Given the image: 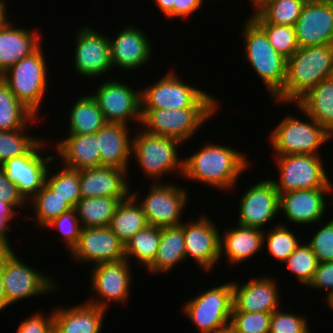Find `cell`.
Instances as JSON below:
<instances>
[{
  "label": "cell",
  "instance_id": "obj_29",
  "mask_svg": "<svg viewBox=\"0 0 333 333\" xmlns=\"http://www.w3.org/2000/svg\"><path fill=\"white\" fill-rule=\"evenodd\" d=\"M263 229L237 225L220 236V257L224 255L231 264L241 263L257 253L263 244Z\"/></svg>",
  "mask_w": 333,
  "mask_h": 333
},
{
  "label": "cell",
  "instance_id": "obj_58",
  "mask_svg": "<svg viewBox=\"0 0 333 333\" xmlns=\"http://www.w3.org/2000/svg\"><path fill=\"white\" fill-rule=\"evenodd\" d=\"M221 333H237V332L229 326L225 328Z\"/></svg>",
  "mask_w": 333,
  "mask_h": 333
},
{
  "label": "cell",
  "instance_id": "obj_13",
  "mask_svg": "<svg viewBox=\"0 0 333 333\" xmlns=\"http://www.w3.org/2000/svg\"><path fill=\"white\" fill-rule=\"evenodd\" d=\"M40 139L26 154L4 163L7 179L13 182L23 197L29 201L45 185V179L54 156L43 157L39 151L45 147ZM41 148V149H40Z\"/></svg>",
  "mask_w": 333,
  "mask_h": 333
},
{
  "label": "cell",
  "instance_id": "obj_14",
  "mask_svg": "<svg viewBox=\"0 0 333 333\" xmlns=\"http://www.w3.org/2000/svg\"><path fill=\"white\" fill-rule=\"evenodd\" d=\"M107 123L127 124L130 119L141 122V91L119 80L109 79L98 86L92 95Z\"/></svg>",
  "mask_w": 333,
  "mask_h": 333
},
{
  "label": "cell",
  "instance_id": "obj_51",
  "mask_svg": "<svg viewBox=\"0 0 333 333\" xmlns=\"http://www.w3.org/2000/svg\"><path fill=\"white\" fill-rule=\"evenodd\" d=\"M204 0H176L174 18L188 17L201 8Z\"/></svg>",
  "mask_w": 333,
  "mask_h": 333
},
{
  "label": "cell",
  "instance_id": "obj_10",
  "mask_svg": "<svg viewBox=\"0 0 333 333\" xmlns=\"http://www.w3.org/2000/svg\"><path fill=\"white\" fill-rule=\"evenodd\" d=\"M1 273L6 294V307L20 299L48 294L56 288L54 280L31 268L19 259L14 251L1 253Z\"/></svg>",
  "mask_w": 333,
  "mask_h": 333
},
{
  "label": "cell",
  "instance_id": "obj_35",
  "mask_svg": "<svg viewBox=\"0 0 333 333\" xmlns=\"http://www.w3.org/2000/svg\"><path fill=\"white\" fill-rule=\"evenodd\" d=\"M36 119L37 117L15 97L0 77V131L22 129Z\"/></svg>",
  "mask_w": 333,
  "mask_h": 333
},
{
  "label": "cell",
  "instance_id": "obj_57",
  "mask_svg": "<svg viewBox=\"0 0 333 333\" xmlns=\"http://www.w3.org/2000/svg\"><path fill=\"white\" fill-rule=\"evenodd\" d=\"M271 0H251L250 2H252L254 5V10L253 11L255 13H257L261 8H263L268 2H270Z\"/></svg>",
  "mask_w": 333,
  "mask_h": 333
},
{
  "label": "cell",
  "instance_id": "obj_3",
  "mask_svg": "<svg viewBox=\"0 0 333 333\" xmlns=\"http://www.w3.org/2000/svg\"><path fill=\"white\" fill-rule=\"evenodd\" d=\"M243 26L245 57L274 98L285 84L287 59L275 51L265 31L251 17Z\"/></svg>",
  "mask_w": 333,
  "mask_h": 333
},
{
  "label": "cell",
  "instance_id": "obj_11",
  "mask_svg": "<svg viewBox=\"0 0 333 333\" xmlns=\"http://www.w3.org/2000/svg\"><path fill=\"white\" fill-rule=\"evenodd\" d=\"M279 182L273 180L278 194L301 189L333 188L324 169L322 159L313 154L277 156Z\"/></svg>",
  "mask_w": 333,
  "mask_h": 333
},
{
  "label": "cell",
  "instance_id": "obj_33",
  "mask_svg": "<svg viewBox=\"0 0 333 333\" xmlns=\"http://www.w3.org/2000/svg\"><path fill=\"white\" fill-rule=\"evenodd\" d=\"M121 201L119 197L81 198L75 210L82 228L109 226Z\"/></svg>",
  "mask_w": 333,
  "mask_h": 333
},
{
  "label": "cell",
  "instance_id": "obj_56",
  "mask_svg": "<svg viewBox=\"0 0 333 333\" xmlns=\"http://www.w3.org/2000/svg\"><path fill=\"white\" fill-rule=\"evenodd\" d=\"M6 2L5 0H0V28L5 26L9 21L7 20L6 12Z\"/></svg>",
  "mask_w": 333,
  "mask_h": 333
},
{
  "label": "cell",
  "instance_id": "obj_1",
  "mask_svg": "<svg viewBox=\"0 0 333 333\" xmlns=\"http://www.w3.org/2000/svg\"><path fill=\"white\" fill-rule=\"evenodd\" d=\"M247 165L245 154L238 150L219 144H206L184 159L182 176L223 190L233 189Z\"/></svg>",
  "mask_w": 333,
  "mask_h": 333
},
{
  "label": "cell",
  "instance_id": "obj_48",
  "mask_svg": "<svg viewBox=\"0 0 333 333\" xmlns=\"http://www.w3.org/2000/svg\"><path fill=\"white\" fill-rule=\"evenodd\" d=\"M54 317L53 312L45 317L42 313H35L26 318L17 328V333H53Z\"/></svg>",
  "mask_w": 333,
  "mask_h": 333
},
{
  "label": "cell",
  "instance_id": "obj_50",
  "mask_svg": "<svg viewBox=\"0 0 333 333\" xmlns=\"http://www.w3.org/2000/svg\"><path fill=\"white\" fill-rule=\"evenodd\" d=\"M0 200L10 204L14 209L24 206L27 201L19 192L18 187L7 179L4 170L0 171Z\"/></svg>",
  "mask_w": 333,
  "mask_h": 333
},
{
  "label": "cell",
  "instance_id": "obj_7",
  "mask_svg": "<svg viewBox=\"0 0 333 333\" xmlns=\"http://www.w3.org/2000/svg\"><path fill=\"white\" fill-rule=\"evenodd\" d=\"M233 284L224 283L189 300L183 311L200 333H221L230 326Z\"/></svg>",
  "mask_w": 333,
  "mask_h": 333
},
{
  "label": "cell",
  "instance_id": "obj_44",
  "mask_svg": "<svg viewBox=\"0 0 333 333\" xmlns=\"http://www.w3.org/2000/svg\"><path fill=\"white\" fill-rule=\"evenodd\" d=\"M272 313L232 311L230 327L237 333H269Z\"/></svg>",
  "mask_w": 333,
  "mask_h": 333
},
{
  "label": "cell",
  "instance_id": "obj_4",
  "mask_svg": "<svg viewBox=\"0 0 333 333\" xmlns=\"http://www.w3.org/2000/svg\"><path fill=\"white\" fill-rule=\"evenodd\" d=\"M175 74L170 71L157 83L142 89L141 110L218 108V100L212 95L184 83Z\"/></svg>",
  "mask_w": 333,
  "mask_h": 333
},
{
  "label": "cell",
  "instance_id": "obj_8",
  "mask_svg": "<svg viewBox=\"0 0 333 333\" xmlns=\"http://www.w3.org/2000/svg\"><path fill=\"white\" fill-rule=\"evenodd\" d=\"M181 143L177 139L153 135L144 130L132 138V153L144 173L159 183L158 180L168 172L177 171L183 175L184 159H179L177 155V147Z\"/></svg>",
  "mask_w": 333,
  "mask_h": 333
},
{
  "label": "cell",
  "instance_id": "obj_26",
  "mask_svg": "<svg viewBox=\"0 0 333 333\" xmlns=\"http://www.w3.org/2000/svg\"><path fill=\"white\" fill-rule=\"evenodd\" d=\"M38 32L15 28L11 22L0 28V76L41 46Z\"/></svg>",
  "mask_w": 333,
  "mask_h": 333
},
{
  "label": "cell",
  "instance_id": "obj_31",
  "mask_svg": "<svg viewBox=\"0 0 333 333\" xmlns=\"http://www.w3.org/2000/svg\"><path fill=\"white\" fill-rule=\"evenodd\" d=\"M183 223L179 226L161 228V238L153 262L148 272H168L177 263L186 259Z\"/></svg>",
  "mask_w": 333,
  "mask_h": 333
},
{
  "label": "cell",
  "instance_id": "obj_28",
  "mask_svg": "<svg viewBox=\"0 0 333 333\" xmlns=\"http://www.w3.org/2000/svg\"><path fill=\"white\" fill-rule=\"evenodd\" d=\"M55 150L65 167L82 170L100 166V150L95 134H68Z\"/></svg>",
  "mask_w": 333,
  "mask_h": 333
},
{
  "label": "cell",
  "instance_id": "obj_9",
  "mask_svg": "<svg viewBox=\"0 0 333 333\" xmlns=\"http://www.w3.org/2000/svg\"><path fill=\"white\" fill-rule=\"evenodd\" d=\"M217 108H185L177 110H141V126L153 135L174 138L182 143L193 137Z\"/></svg>",
  "mask_w": 333,
  "mask_h": 333
},
{
  "label": "cell",
  "instance_id": "obj_59",
  "mask_svg": "<svg viewBox=\"0 0 333 333\" xmlns=\"http://www.w3.org/2000/svg\"><path fill=\"white\" fill-rule=\"evenodd\" d=\"M4 170V162L0 160V171Z\"/></svg>",
  "mask_w": 333,
  "mask_h": 333
},
{
  "label": "cell",
  "instance_id": "obj_25",
  "mask_svg": "<svg viewBox=\"0 0 333 333\" xmlns=\"http://www.w3.org/2000/svg\"><path fill=\"white\" fill-rule=\"evenodd\" d=\"M128 126L121 123H106L96 132L100 150V166L115 167L128 172L132 154V139Z\"/></svg>",
  "mask_w": 333,
  "mask_h": 333
},
{
  "label": "cell",
  "instance_id": "obj_36",
  "mask_svg": "<svg viewBox=\"0 0 333 333\" xmlns=\"http://www.w3.org/2000/svg\"><path fill=\"white\" fill-rule=\"evenodd\" d=\"M161 238V228L151 225L135 233L125 244V259L135 257L147 268L154 260Z\"/></svg>",
  "mask_w": 333,
  "mask_h": 333
},
{
  "label": "cell",
  "instance_id": "obj_30",
  "mask_svg": "<svg viewBox=\"0 0 333 333\" xmlns=\"http://www.w3.org/2000/svg\"><path fill=\"white\" fill-rule=\"evenodd\" d=\"M295 104L333 136V76L321 80Z\"/></svg>",
  "mask_w": 333,
  "mask_h": 333
},
{
  "label": "cell",
  "instance_id": "obj_49",
  "mask_svg": "<svg viewBox=\"0 0 333 333\" xmlns=\"http://www.w3.org/2000/svg\"><path fill=\"white\" fill-rule=\"evenodd\" d=\"M329 290L327 304L333 299V261L318 263L312 282L308 288Z\"/></svg>",
  "mask_w": 333,
  "mask_h": 333
},
{
  "label": "cell",
  "instance_id": "obj_47",
  "mask_svg": "<svg viewBox=\"0 0 333 333\" xmlns=\"http://www.w3.org/2000/svg\"><path fill=\"white\" fill-rule=\"evenodd\" d=\"M308 244L318 263L333 261V219L320 227Z\"/></svg>",
  "mask_w": 333,
  "mask_h": 333
},
{
  "label": "cell",
  "instance_id": "obj_21",
  "mask_svg": "<svg viewBox=\"0 0 333 333\" xmlns=\"http://www.w3.org/2000/svg\"><path fill=\"white\" fill-rule=\"evenodd\" d=\"M332 190L333 188H314L279 194V210L284 212L291 223L307 225L320 222L328 204L324 195Z\"/></svg>",
  "mask_w": 333,
  "mask_h": 333
},
{
  "label": "cell",
  "instance_id": "obj_39",
  "mask_svg": "<svg viewBox=\"0 0 333 333\" xmlns=\"http://www.w3.org/2000/svg\"><path fill=\"white\" fill-rule=\"evenodd\" d=\"M30 201L34 207L36 223L42 228H45L48 223L58 218L64 212L72 209L66 200L57 196L46 185Z\"/></svg>",
  "mask_w": 333,
  "mask_h": 333
},
{
  "label": "cell",
  "instance_id": "obj_22",
  "mask_svg": "<svg viewBox=\"0 0 333 333\" xmlns=\"http://www.w3.org/2000/svg\"><path fill=\"white\" fill-rule=\"evenodd\" d=\"M233 284L232 311L273 313L279 309L277 282L268 276L255 278L240 287Z\"/></svg>",
  "mask_w": 333,
  "mask_h": 333
},
{
  "label": "cell",
  "instance_id": "obj_41",
  "mask_svg": "<svg viewBox=\"0 0 333 333\" xmlns=\"http://www.w3.org/2000/svg\"><path fill=\"white\" fill-rule=\"evenodd\" d=\"M263 236V243L267 241V251L269 254L279 260L280 262H285L291 253L298 247L300 244L297 240V236L288 229L284 224H280L270 229L267 232V237ZM267 239V240H266Z\"/></svg>",
  "mask_w": 333,
  "mask_h": 333
},
{
  "label": "cell",
  "instance_id": "obj_27",
  "mask_svg": "<svg viewBox=\"0 0 333 333\" xmlns=\"http://www.w3.org/2000/svg\"><path fill=\"white\" fill-rule=\"evenodd\" d=\"M106 310L88 303L54 309L53 333H101Z\"/></svg>",
  "mask_w": 333,
  "mask_h": 333
},
{
  "label": "cell",
  "instance_id": "obj_45",
  "mask_svg": "<svg viewBox=\"0 0 333 333\" xmlns=\"http://www.w3.org/2000/svg\"><path fill=\"white\" fill-rule=\"evenodd\" d=\"M45 227H54L58 229L63 236L62 241L67 245L70 252L77 245L79 236L82 231V226L78 219L75 208L64 212L58 218H55L50 223H48Z\"/></svg>",
  "mask_w": 333,
  "mask_h": 333
},
{
  "label": "cell",
  "instance_id": "obj_17",
  "mask_svg": "<svg viewBox=\"0 0 333 333\" xmlns=\"http://www.w3.org/2000/svg\"><path fill=\"white\" fill-rule=\"evenodd\" d=\"M238 225L261 229L279 210V194L273 179L259 181L240 199Z\"/></svg>",
  "mask_w": 333,
  "mask_h": 333
},
{
  "label": "cell",
  "instance_id": "obj_5",
  "mask_svg": "<svg viewBox=\"0 0 333 333\" xmlns=\"http://www.w3.org/2000/svg\"><path fill=\"white\" fill-rule=\"evenodd\" d=\"M41 46L5 71L0 77L15 97L36 117L47 92V64Z\"/></svg>",
  "mask_w": 333,
  "mask_h": 333
},
{
  "label": "cell",
  "instance_id": "obj_16",
  "mask_svg": "<svg viewBox=\"0 0 333 333\" xmlns=\"http://www.w3.org/2000/svg\"><path fill=\"white\" fill-rule=\"evenodd\" d=\"M299 48L333 45V3L307 0L295 25Z\"/></svg>",
  "mask_w": 333,
  "mask_h": 333
},
{
  "label": "cell",
  "instance_id": "obj_40",
  "mask_svg": "<svg viewBox=\"0 0 333 333\" xmlns=\"http://www.w3.org/2000/svg\"><path fill=\"white\" fill-rule=\"evenodd\" d=\"M284 263H287L289 271L304 286H309L312 282L318 266L317 257L308 243L299 244Z\"/></svg>",
  "mask_w": 333,
  "mask_h": 333
},
{
  "label": "cell",
  "instance_id": "obj_32",
  "mask_svg": "<svg viewBox=\"0 0 333 333\" xmlns=\"http://www.w3.org/2000/svg\"><path fill=\"white\" fill-rule=\"evenodd\" d=\"M134 192H130V195L120 202L108 226L124 244L135 233L149 225L146 215L137 202L138 192Z\"/></svg>",
  "mask_w": 333,
  "mask_h": 333
},
{
  "label": "cell",
  "instance_id": "obj_38",
  "mask_svg": "<svg viewBox=\"0 0 333 333\" xmlns=\"http://www.w3.org/2000/svg\"><path fill=\"white\" fill-rule=\"evenodd\" d=\"M47 172L45 185L53 191L57 196L66 200L67 203L75 208L78 201L81 199L80 192V170L65 167L51 173Z\"/></svg>",
  "mask_w": 333,
  "mask_h": 333
},
{
  "label": "cell",
  "instance_id": "obj_42",
  "mask_svg": "<svg viewBox=\"0 0 333 333\" xmlns=\"http://www.w3.org/2000/svg\"><path fill=\"white\" fill-rule=\"evenodd\" d=\"M26 126L22 129L12 131H0V160L4 163L15 157L26 154L39 140L30 137L26 131Z\"/></svg>",
  "mask_w": 333,
  "mask_h": 333
},
{
  "label": "cell",
  "instance_id": "obj_37",
  "mask_svg": "<svg viewBox=\"0 0 333 333\" xmlns=\"http://www.w3.org/2000/svg\"><path fill=\"white\" fill-rule=\"evenodd\" d=\"M307 0H271L251 18L256 23L295 26Z\"/></svg>",
  "mask_w": 333,
  "mask_h": 333
},
{
  "label": "cell",
  "instance_id": "obj_2",
  "mask_svg": "<svg viewBox=\"0 0 333 333\" xmlns=\"http://www.w3.org/2000/svg\"><path fill=\"white\" fill-rule=\"evenodd\" d=\"M332 76L333 45L301 47L287 59L285 84L274 99L296 103L321 80Z\"/></svg>",
  "mask_w": 333,
  "mask_h": 333
},
{
  "label": "cell",
  "instance_id": "obj_61",
  "mask_svg": "<svg viewBox=\"0 0 333 333\" xmlns=\"http://www.w3.org/2000/svg\"><path fill=\"white\" fill-rule=\"evenodd\" d=\"M330 198H331V199H329L330 203H332V205H333V197L330 196Z\"/></svg>",
  "mask_w": 333,
  "mask_h": 333
},
{
  "label": "cell",
  "instance_id": "obj_53",
  "mask_svg": "<svg viewBox=\"0 0 333 333\" xmlns=\"http://www.w3.org/2000/svg\"><path fill=\"white\" fill-rule=\"evenodd\" d=\"M156 6L168 18H174V4L176 0H155Z\"/></svg>",
  "mask_w": 333,
  "mask_h": 333
},
{
  "label": "cell",
  "instance_id": "obj_12",
  "mask_svg": "<svg viewBox=\"0 0 333 333\" xmlns=\"http://www.w3.org/2000/svg\"><path fill=\"white\" fill-rule=\"evenodd\" d=\"M186 189L177 185L153 183L147 196L139 202L149 225L159 228L182 224V211L187 206Z\"/></svg>",
  "mask_w": 333,
  "mask_h": 333
},
{
  "label": "cell",
  "instance_id": "obj_46",
  "mask_svg": "<svg viewBox=\"0 0 333 333\" xmlns=\"http://www.w3.org/2000/svg\"><path fill=\"white\" fill-rule=\"evenodd\" d=\"M307 319L280 309L274 311L270 319L269 333H310Z\"/></svg>",
  "mask_w": 333,
  "mask_h": 333
},
{
  "label": "cell",
  "instance_id": "obj_34",
  "mask_svg": "<svg viewBox=\"0 0 333 333\" xmlns=\"http://www.w3.org/2000/svg\"><path fill=\"white\" fill-rule=\"evenodd\" d=\"M69 115V134H95L107 123L92 95L81 96Z\"/></svg>",
  "mask_w": 333,
  "mask_h": 333
},
{
  "label": "cell",
  "instance_id": "obj_60",
  "mask_svg": "<svg viewBox=\"0 0 333 333\" xmlns=\"http://www.w3.org/2000/svg\"><path fill=\"white\" fill-rule=\"evenodd\" d=\"M328 305L331 307V309H333V299L330 303H328Z\"/></svg>",
  "mask_w": 333,
  "mask_h": 333
},
{
  "label": "cell",
  "instance_id": "obj_20",
  "mask_svg": "<svg viewBox=\"0 0 333 333\" xmlns=\"http://www.w3.org/2000/svg\"><path fill=\"white\" fill-rule=\"evenodd\" d=\"M209 217L183 224L186 258L191 256L200 268L211 271L220 261V235ZM219 260V261H218Z\"/></svg>",
  "mask_w": 333,
  "mask_h": 333
},
{
  "label": "cell",
  "instance_id": "obj_43",
  "mask_svg": "<svg viewBox=\"0 0 333 333\" xmlns=\"http://www.w3.org/2000/svg\"><path fill=\"white\" fill-rule=\"evenodd\" d=\"M267 34L271 46L286 59L299 49L295 26L257 23Z\"/></svg>",
  "mask_w": 333,
  "mask_h": 333
},
{
  "label": "cell",
  "instance_id": "obj_54",
  "mask_svg": "<svg viewBox=\"0 0 333 333\" xmlns=\"http://www.w3.org/2000/svg\"><path fill=\"white\" fill-rule=\"evenodd\" d=\"M16 211L10 204L0 200V216L5 218L9 223L15 218Z\"/></svg>",
  "mask_w": 333,
  "mask_h": 333
},
{
  "label": "cell",
  "instance_id": "obj_23",
  "mask_svg": "<svg viewBox=\"0 0 333 333\" xmlns=\"http://www.w3.org/2000/svg\"><path fill=\"white\" fill-rule=\"evenodd\" d=\"M150 43L143 31L133 27L132 24L126 26L114 39L109 38L112 66L122 70H134L144 66L152 54Z\"/></svg>",
  "mask_w": 333,
  "mask_h": 333
},
{
  "label": "cell",
  "instance_id": "obj_55",
  "mask_svg": "<svg viewBox=\"0 0 333 333\" xmlns=\"http://www.w3.org/2000/svg\"><path fill=\"white\" fill-rule=\"evenodd\" d=\"M6 309V294L4 291L2 273H1V253H0V311Z\"/></svg>",
  "mask_w": 333,
  "mask_h": 333
},
{
  "label": "cell",
  "instance_id": "obj_19",
  "mask_svg": "<svg viewBox=\"0 0 333 333\" xmlns=\"http://www.w3.org/2000/svg\"><path fill=\"white\" fill-rule=\"evenodd\" d=\"M71 256L95 265L125 259V244L107 227L82 228Z\"/></svg>",
  "mask_w": 333,
  "mask_h": 333
},
{
  "label": "cell",
  "instance_id": "obj_15",
  "mask_svg": "<svg viewBox=\"0 0 333 333\" xmlns=\"http://www.w3.org/2000/svg\"><path fill=\"white\" fill-rule=\"evenodd\" d=\"M128 261L122 259L94 265L91 273V285L93 292L100 297L99 300L98 298L88 299L86 303L105 310L110 304L109 300L125 304L129 297L132 282L130 261Z\"/></svg>",
  "mask_w": 333,
  "mask_h": 333
},
{
  "label": "cell",
  "instance_id": "obj_24",
  "mask_svg": "<svg viewBox=\"0 0 333 333\" xmlns=\"http://www.w3.org/2000/svg\"><path fill=\"white\" fill-rule=\"evenodd\" d=\"M127 171L98 166L80 170L81 198L119 197L125 200L132 190L126 181Z\"/></svg>",
  "mask_w": 333,
  "mask_h": 333
},
{
  "label": "cell",
  "instance_id": "obj_52",
  "mask_svg": "<svg viewBox=\"0 0 333 333\" xmlns=\"http://www.w3.org/2000/svg\"><path fill=\"white\" fill-rule=\"evenodd\" d=\"M10 227V223L0 216V253L12 251L10 243L8 242L7 229Z\"/></svg>",
  "mask_w": 333,
  "mask_h": 333
},
{
  "label": "cell",
  "instance_id": "obj_6",
  "mask_svg": "<svg viewBox=\"0 0 333 333\" xmlns=\"http://www.w3.org/2000/svg\"><path fill=\"white\" fill-rule=\"evenodd\" d=\"M306 116L309 122L287 114L271 132L269 142L277 156L300 153L319 155L318 148L327 143L332 135L312 117Z\"/></svg>",
  "mask_w": 333,
  "mask_h": 333
},
{
  "label": "cell",
  "instance_id": "obj_18",
  "mask_svg": "<svg viewBox=\"0 0 333 333\" xmlns=\"http://www.w3.org/2000/svg\"><path fill=\"white\" fill-rule=\"evenodd\" d=\"M75 36L74 64L78 74L95 78L112 69L109 38L106 35L85 26Z\"/></svg>",
  "mask_w": 333,
  "mask_h": 333
}]
</instances>
